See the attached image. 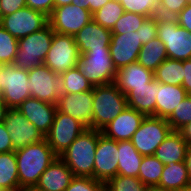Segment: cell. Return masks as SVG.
I'll use <instances>...</instances> for the list:
<instances>
[{"label":"cell","mask_w":191,"mask_h":191,"mask_svg":"<svg viewBox=\"0 0 191 191\" xmlns=\"http://www.w3.org/2000/svg\"><path fill=\"white\" fill-rule=\"evenodd\" d=\"M20 187L36 185L41 174L58 157L46 139L15 150Z\"/></svg>","instance_id":"1"},{"label":"cell","mask_w":191,"mask_h":191,"mask_svg":"<svg viewBox=\"0 0 191 191\" xmlns=\"http://www.w3.org/2000/svg\"><path fill=\"white\" fill-rule=\"evenodd\" d=\"M101 131L87 128L59 156L74 176L94 178V160Z\"/></svg>","instance_id":"2"},{"label":"cell","mask_w":191,"mask_h":191,"mask_svg":"<svg viewBox=\"0 0 191 191\" xmlns=\"http://www.w3.org/2000/svg\"><path fill=\"white\" fill-rule=\"evenodd\" d=\"M127 107L126 95L115 83L94 86L91 129L101 131Z\"/></svg>","instance_id":"3"},{"label":"cell","mask_w":191,"mask_h":191,"mask_svg":"<svg viewBox=\"0 0 191 191\" xmlns=\"http://www.w3.org/2000/svg\"><path fill=\"white\" fill-rule=\"evenodd\" d=\"M54 31L47 24L41 30L18 39V49L13 65L29 71L44 63L51 47Z\"/></svg>","instance_id":"4"},{"label":"cell","mask_w":191,"mask_h":191,"mask_svg":"<svg viewBox=\"0 0 191 191\" xmlns=\"http://www.w3.org/2000/svg\"><path fill=\"white\" fill-rule=\"evenodd\" d=\"M157 31L169 59H191V32L179 26L176 18L158 16Z\"/></svg>","instance_id":"5"},{"label":"cell","mask_w":191,"mask_h":191,"mask_svg":"<svg viewBox=\"0 0 191 191\" xmlns=\"http://www.w3.org/2000/svg\"><path fill=\"white\" fill-rule=\"evenodd\" d=\"M77 66L93 87L115 82L117 70L110 50H89L81 54Z\"/></svg>","instance_id":"6"},{"label":"cell","mask_w":191,"mask_h":191,"mask_svg":"<svg viewBox=\"0 0 191 191\" xmlns=\"http://www.w3.org/2000/svg\"><path fill=\"white\" fill-rule=\"evenodd\" d=\"M29 93L33 98L50 104H57L64 94L61 74H56L44 63L28 71Z\"/></svg>","instance_id":"7"},{"label":"cell","mask_w":191,"mask_h":191,"mask_svg":"<svg viewBox=\"0 0 191 191\" xmlns=\"http://www.w3.org/2000/svg\"><path fill=\"white\" fill-rule=\"evenodd\" d=\"M172 131L166 119L145 116L130 141L142 156L154 155L157 147Z\"/></svg>","instance_id":"8"},{"label":"cell","mask_w":191,"mask_h":191,"mask_svg":"<svg viewBox=\"0 0 191 191\" xmlns=\"http://www.w3.org/2000/svg\"><path fill=\"white\" fill-rule=\"evenodd\" d=\"M28 71L13 64L0 65V89L8 108H17L30 98Z\"/></svg>","instance_id":"9"},{"label":"cell","mask_w":191,"mask_h":191,"mask_svg":"<svg viewBox=\"0 0 191 191\" xmlns=\"http://www.w3.org/2000/svg\"><path fill=\"white\" fill-rule=\"evenodd\" d=\"M81 54L72 35L54 33L44 64L56 74L77 66Z\"/></svg>","instance_id":"10"},{"label":"cell","mask_w":191,"mask_h":191,"mask_svg":"<svg viewBox=\"0 0 191 191\" xmlns=\"http://www.w3.org/2000/svg\"><path fill=\"white\" fill-rule=\"evenodd\" d=\"M85 129L79 120L57 110L45 139L59 157Z\"/></svg>","instance_id":"11"},{"label":"cell","mask_w":191,"mask_h":191,"mask_svg":"<svg viewBox=\"0 0 191 191\" xmlns=\"http://www.w3.org/2000/svg\"><path fill=\"white\" fill-rule=\"evenodd\" d=\"M93 20L90 10L79 8L75 3L54 7L48 16V24L55 33L75 36Z\"/></svg>","instance_id":"12"},{"label":"cell","mask_w":191,"mask_h":191,"mask_svg":"<svg viewBox=\"0 0 191 191\" xmlns=\"http://www.w3.org/2000/svg\"><path fill=\"white\" fill-rule=\"evenodd\" d=\"M47 24L48 16L29 7H24L12 14L3 16L0 21V25L17 39L37 32Z\"/></svg>","instance_id":"13"},{"label":"cell","mask_w":191,"mask_h":191,"mask_svg":"<svg viewBox=\"0 0 191 191\" xmlns=\"http://www.w3.org/2000/svg\"><path fill=\"white\" fill-rule=\"evenodd\" d=\"M14 150L40 142L45 136L16 108H9L4 120Z\"/></svg>","instance_id":"14"},{"label":"cell","mask_w":191,"mask_h":191,"mask_svg":"<svg viewBox=\"0 0 191 191\" xmlns=\"http://www.w3.org/2000/svg\"><path fill=\"white\" fill-rule=\"evenodd\" d=\"M118 141L101 134L98 137L94 160V179L106 184L117 175Z\"/></svg>","instance_id":"15"},{"label":"cell","mask_w":191,"mask_h":191,"mask_svg":"<svg viewBox=\"0 0 191 191\" xmlns=\"http://www.w3.org/2000/svg\"><path fill=\"white\" fill-rule=\"evenodd\" d=\"M141 47L139 32L112 34L109 49L116 70L137 62Z\"/></svg>","instance_id":"16"},{"label":"cell","mask_w":191,"mask_h":191,"mask_svg":"<svg viewBox=\"0 0 191 191\" xmlns=\"http://www.w3.org/2000/svg\"><path fill=\"white\" fill-rule=\"evenodd\" d=\"M93 89L80 93L60 95L57 110L79 120L87 128H91L93 115Z\"/></svg>","instance_id":"17"},{"label":"cell","mask_w":191,"mask_h":191,"mask_svg":"<svg viewBox=\"0 0 191 191\" xmlns=\"http://www.w3.org/2000/svg\"><path fill=\"white\" fill-rule=\"evenodd\" d=\"M145 115L135 109L127 107L108 125H106L101 133L112 140L124 141L131 140L134 132L139 128Z\"/></svg>","instance_id":"18"},{"label":"cell","mask_w":191,"mask_h":191,"mask_svg":"<svg viewBox=\"0 0 191 191\" xmlns=\"http://www.w3.org/2000/svg\"><path fill=\"white\" fill-rule=\"evenodd\" d=\"M17 109L26 119L32 122L44 136L49 132L57 111L55 104L40 101L33 97L27 98Z\"/></svg>","instance_id":"19"},{"label":"cell","mask_w":191,"mask_h":191,"mask_svg":"<svg viewBox=\"0 0 191 191\" xmlns=\"http://www.w3.org/2000/svg\"><path fill=\"white\" fill-rule=\"evenodd\" d=\"M112 32L91 20L75 36L80 54L89 50H110Z\"/></svg>","instance_id":"20"},{"label":"cell","mask_w":191,"mask_h":191,"mask_svg":"<svg viewBox=\"0 0 191 191\" xmlns=\"http://www.w3.org/2000/svg\"><path fill=\"white\" fill-rule=\"evenodd\" d=\"M73 177L71 169L57 157L41 174L36 185L43 191H65Z\"/></svg>","instance_id":"21"},{"label":"cell","mask_w":191,"mask_h":191,"mask_svg":"<svg viewBox=\"0 0 191 191\" xmlns=\"http://www.w3.org/2000/svg\"><path fill=\"white\" fill-rule=\"evenodd\" d=\"M153 79V71L144 68L138 62H134L117 70L114 83L117 85V88L126 95L132 87L146 86V84Z\"/></svg>","instance_id":"22"},{"label":"cell","mask_w":191,"mask_h":191,"mask_svg":"<svg viewBox=\"0 0 191 191\" xmlns=\"http://www.w3.org/2000/svg\"><path fill=\"white\" fill-rule=\"evenodd\" d=\"M186 96V90L182 86L157 81L155 117L167 119Z\"/></svg>","instance_id":"23"},{"label":"cell","mask_w":191,"mask_h":191,"mask_svg":"<svg viewBox=\"0 0 191 191\" xmlns=\"http://www.w3.org/2000/svg\"><path fill=\"white\" fill-rule=\"evenodd\" d=\"M157 81L153 79L146 86L132 87L126 94L128 107L143 113L145 116H155Z\"/></svg>","instance_id":"24"},{"label":"cell","mask_w":191,"mask_h":191,"mask_svg":"<svg viewBox=\"0 0 191 191\" xmlns=\"http://www.w3.org/2000/svg\"><path fill=\"white\" fill-rule=\"evenodd\" d=\"M188 144L178 131H172L157 147L154 156L164 165L184 162Z\"/></svg>","instance_id":"25"},{"label":"cell","mask_w":191,"mask_h":191,"mask_svg":"<svg viewBox=\"0 0 191 191\" xmlns=\"http://www.w3.org/2000/svg\"><path fill=\"white\" fill-rule=\"evenodd\" d=\"M143 156L130 140L118 141L117 175L137 177Z\"/></svg>","instance_id":"26"},{"label":"cell","mask_w":191,"mask_h":191,"mask_svg":"<svg viewBox=\"0 0 191 191\" xmlns=\"http://www.w3.org/2000/svg\"><path fill=\"white\" fill-rule=\"evenodd\" d=\"M191 183L185 162L164 165L158 187L167 191H179Z\"/></svg>","instance_id":"27"},{"label":"cell","mask_w":191,"mask_h":191,"mask_svg":"<svg viewBox=\"0 0 191 191\" xmlns=\"http://www.w3.org/2000/svg\"><path fill=\"white\" fill-rule=\"evenodd\" d=\"M167 58L165 45L156 37L147 44L142 45L137 62L144 68L154 72Z\"/></svg>","instance_id":"28"},{"label":"cell","mask_w":191,"mask_h":191,"mask_svg":"<svg viewBox=\"0 0 191 191\" xmlns=\"http://www.w3.org/2000/svg\"><path fill=\"white\" fill-rule=\"evenodd\" d=\"M183 61L165 59L154 71V79L162 84L182 85Z\"/></svg>","instance_id":"29"},{"label":"cell","mask_w":191,"mask_h":191,"mask_svg":"<svg viewBox=\"0 0 191 191\" xmlns=\"http://www.w3.org/2000/svg\"><path fill=\"white\" fill-rule=\"evenodd\" d=\"M20 187L15 151L0 153V188Z\"/></svg>","instance_id":"30"},{"label":"cell","mask_w":191,"mask_h":191,"mask_svg":"<svg viewBox=\"0 0 191 191\" xmlns=\"http://www.w3.org/2000/svg\"><path fill=\"white\" fill-rule=\"evenodd\" d=\"M164 164L154 155L143 156L138 178L146 186H158Z\"/></svg>","instance_id":"31"},{"label":"cell","mask_w":191,"mask_h":191,"mask_svg":"<svg viewBox=\"0 0 191 191\" xmlns=\"http://www.w3.org/2000/svg\"><path fill=\"white\" fill-rule=\"evenodd\" d=\"M123 13L124 9L119 0H110L93 14V20L104 28L112 30Z\"/></svg>","instance_id":"32"},{"label":"cell","mask_w":191,"mask_h":191,"mask_svg":"<svg viewBox=\"0 0 191 191\" xmlns=\"http://www.w3.org/2000/svg\"><path fill=\"white\" fill-rule=\"evenodd\" d=\"M61 76L64 83V94H75L93 89V86L83 76L78 66L62 73Z\"/></svg>","instance_id":"33"},{"label":"cell","mask_w":191,"mask_h":191,"mask_svg":"<svg viewBox=\"0 0 191 191\" xmlns=\"http://www.w3.org/2000/svg\"><path fill=\"white\" fill-rule=\"evenodd\" d=\"M18 49V39L0 25V64H13Z\"/></svg>","instance_id":"34"},{"label":"cell","mask_w":191,"mask_h":191,"mask_svg":"<svg viewBox=\"0 0 191 191\" xmlns=\"http://www.w3.org/2000/svg\"><path fill=\"white\" fill-rule=\"evenodd\" d=\"M147 18L148 17L138 13L124 11L123 15L115 23L111 32L112 34L119 35L136 32Z\"/></svg>","instance_id":"35"},{"label":"cell","mask_w":191,"mask_h":191,"mask_svg":"<svg viewBox=\"0 0 191 191\" xmlns=\"http://www.w3.org/2000/svg\"><path fill=\"white\" fill-rule=\"evenodd\" d=\"M147 186L137 177L116 175L105 184V191H146Z\"/></svg>","instance_id":"36"},{"label":"cell","mask_w":191,"mask_h":191,"mask_svg":"<svg viewBox=\"0 0 191 191\" xmlns=\"http://www.w3.org/2000/svg\"><path fill=\"white\" fill-rule=\"evenodd\" d=\"M124 11L138 13L148 18L158 16L159 0H119Z\"/></svg>","instance_id":"37"},{"label":"cell","mask_w":191,"mask_h":191,"mask_svg":"<svg viewBox=\"0 0 191 191\" xmlns=\"http://www.w3.org/2000/svg\"><path fill=\"white\" fill-rule=\"evenodd\" d=\"M166 120L173 131L191 122V95H187Z\"/></svg>","instance_id":"38"},{"label":"cell","mask_w":191,"mask_h":191,"mask_svg":"<svg viewBox=\"0 0 191 191\" xmlns=\"http://www.w3.org/2000/svg\"><path fill=\"white\" fill-rule=\"evenodd\" d=\"M105 184L91 177L74 176L65 191H104Z\"/></svg>","instance_id":"39"},{"label":"cell","mask_w":191,"mask_h":191,"mask_svg":"<svg viewBox=\"0 0 191 191\" xmlns=\"http://www.w3.org/2000/svg\"><path fill=\"white\" fill-rule=\"evenodd\" d=\"M188 5V0H159V17L176 18Z\"/></svg>","instance_id":"40"},{"label":"cell","mask_w":191,"mask_h":191,"mask_svg":"<svg viewBox=\"0 0 191 191\" xmlns=\"http://www.w3.org/2000/svg\"><path fill=\"white\" fill-rule=\"evenodd\" d=\"M158 16L150 17L138 29L142 45L147 44L158 35L157 31Z\"/></svg>","instance_id":"41"},{"label":"cell","mask_w":191,"mask_h":191,"mask_svg":"<svg viewBox=\"0 0 191 191\" xmlns=\"http://www.w3.org/2000/svg\"><path fill=\"white\" fill-rule=\"evenodd\" d=\"M26 7V0H0L1 17Z\"/></svg>","instance_id":"42"},{"label":"cell","mask_w":191,"mask_h":191,"mask_svg":"<svg viewBox=\"0 0 191 191\" xmlns=\"http://www.w3.org/2000/svg\"><path fill=\"white\" fill-rule=\"evenodd\" d=\"M26 7L41 11L49 16L54 9V0H26Z\"/></svg>","instance_id":"43"},{"label":"cell","mask_w":191,"mask_h":191,"mask_svg":"<svg viewBox=\"0 0 191 191\" xmlns=\"http://www.w3.org/2000/svg\"><path fill=\"white\" fill-rule=\"evenodd\" d=\"M15 151L4 122L0 123V153Z\"/></svg>","instance_id":"44"},{"label":"cell","mask_w":191,"mask_h":191,"mask_svg":"<svg viewBox=\"0 0 191 191\" xmlns=\"http://www.w3.org/2000/svg\"><path fill=\"white\" fill-rule=\"evenodd\" d=\"M110 0H78L74 2L79 8L90 10L92 14L105 6Z\"/></svg>","instance_id":"45"},{"label":"cell","mask_w":191,"mask_h":191,"mask_svg":"<svg viewBox=\"0 0 191 191\" xmlns=\"http://www.w3.org/2000/svg\"><path fill=\"white\" fill-rule=\"evenodd\" d=\"M179 26L191 32V4H188L176 17Z\"/></svg>","instance_id":"46"},{"label":"cell","mask_w":191,"mask_h":191,"mask_svg":"<svg viewBox=\"0 0 191 191\" xmlns=\"http://www.w3.org/2000/svg\"><path fill=\"white\" fill-rule=\"evenodd\" d=\"M183 82L182 87L186 90L187 95H191V59L183 60Z\"/></svg>","instance_id":"47"},{"label":"cell","mask_w":191,"mask_h":191,"mask_svg":"<svg viewBox=\"0 0 191 191\" xmlns=\"http://www.w3.org/2000/svg\"><path fill=\"white\" fill-rule=\"evenodd\" d=\"M178 132L182 135V138L187 142L188 146H191V122L181 127Z\"/></svg>","instance_id":"48"},{"label":"cell","mask_w":191,"mask_h":191,"mask_svg":"<svg viewBox=\"0 0 191 191\" xmlns=\"http://www.w3.org/2000/svg\"><path fill=\"white\" fill-rule=\"evenodd\" d=\"M185 164H186V168L188 170V175L191 179V146L187 147L186 150V155H185Z\"/></svg>","instance_id":"49"},{"label":"cell","mask_w":191,"mask_h":191,"mask_svg":"<svg viewBox=\"0 0 191 191\" xmlns=\"http://www.w3.org/2000/svg\"><path fill=\"white\" fill-rule=\"evenodd\" d=\"M9 108L7 105L4 103V101H0V123L4 122L6 112Z\"/></svg>","instance_id":"50"},{"label":"cell","mask_w":191,"mask_h":191,"mask_svg":"<svg viewBox=\"0 0 191 191\" xmlns=\"http://www.w3.org/2000/svg\"><path fill=\"white\" fill-rule=\"evenodd\" d=\"M19 191H43L39 186L37 185H29V186H22L18 188Z\"/></svg>","instance_id":"51"},{"label":"cell","mask_w":191,"mask_h":191,"mask_svg":"<svg viewBox=\"0 0 191 191\" xmlns=\"http://www.w3.org/2000/svg\"><path fill=\"white\" fill-rule=\"evenodd\" d=\"M78 0H54V7L64 6L77 2Z\"/></svg>","instance_id":"52"},{"label":"cell","mask_w":191,"mask_h":191,"mask_svg":"<svg viewBox=\"0 0 191 191\" xmlns=\"http://www.w3.org/2000/svg\"><path fill=\"white\" fill-rule=\"evenodd\" d=\"M146 191H167L158 186H147Z\"/></svg>","instance_id":"53"},{"label":"cell","mask_w":191,"mask_h":191,"mask_svg":"<svg viewBox=\"0 0 191 191\" xmlns=\"http://www.w3.org/2000/svg\"><path fill=\"white\" fill-rule=\"evenodd\" d=\"M179 191H191V183L189 185H186L185 187H183Z\"/></svg>","instance_id":"54"},{"label":"cell","mask_w":191,"mask_h":191,"mask_svg":"<svg viewBox=\"0 0 191 191\" xmlns=\"http://www.w3.org/2000/svg\"><path fill=\"white\" fill-rule=\"evenodd\" d=\"M0 191H19V190L18 188L17 189L0 188Z\"/></svg>","instance_id":"55"},{"label":"cell","mask_w":191,"mask_h":191,"mask_svg":"<svg viewBox=\"0 0 191 191\" xmlns=\"http://www.w3.org/2000/svg\"><path fill=\"white\" fill-rule=\"evenodd\" d=\"M0 101H3V91L0 89Z\"/></svg>","instance_id":"56"}]
</instances>
